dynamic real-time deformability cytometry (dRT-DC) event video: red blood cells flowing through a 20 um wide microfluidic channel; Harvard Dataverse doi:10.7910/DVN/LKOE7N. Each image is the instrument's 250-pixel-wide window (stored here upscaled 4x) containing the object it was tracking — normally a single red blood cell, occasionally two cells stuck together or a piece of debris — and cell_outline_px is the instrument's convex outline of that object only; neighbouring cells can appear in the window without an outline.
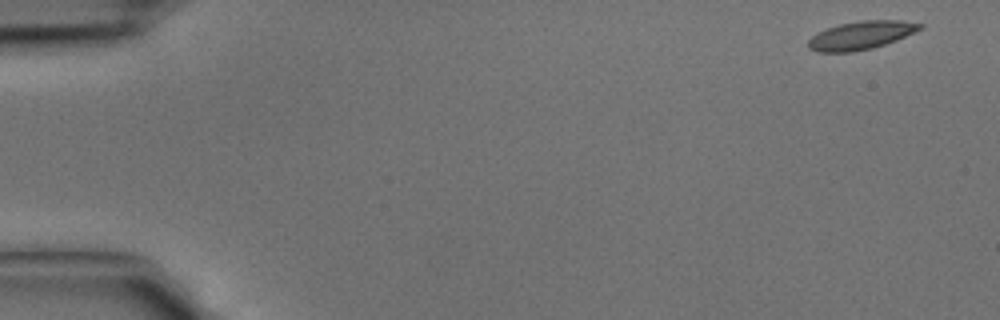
{"species": "common noctule bat (a hibernating species)", "species_latin": "Nyctalus noctula", "temperature_condition": "cold", "stored_images_in_passage": 6, "camera_frame_rate_fps": 3000, "um_per_image_px": 0.085, "animal": {"sex": "male", "body_mass_g": 15.6}, "frame": {"image": 1, "passage_image": 1, "time_ms": 0.0, "image_size_px": [1000, 320], "cell_outline_px": [[924, 28], [896, 40], [872, 48], [852, 52], [816, 52], [808, 48], [808, 40], [816, 32], [840, 24], [860, 20], [900, 20], [924, 24]], "centroid_in_image_um": [73.18, 3.0], "position_along_channel_um": 11.8, "area_um2": 18.44}}